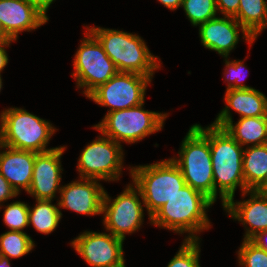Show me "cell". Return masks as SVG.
Segmentation results:
<instances>
[{"label": "cell", "instance_id": "cell-2", "mask_svg": "<svg viewBox=\"0 0 267 267\" xmlns=\"http://www.w3.org/2000/svg\"><path fill=\"white\" fill-rule=\"evenodd\" d=\"M214 202L202 192L185 185L151 216V223L176 231L188 232L184 240H198L194 233L209 229L206 209Z\"/></svg>", "mask_w": 267, "mask_h": 267}, {"label": "cell", "instance_id": "cell-16", "mask_svg": "<svg viewBox=\"0 0 267 267\" xmlns=\"http://www.w3.org/2000/svg\"><path fill=\"white\" fill-rule=\"evenodd\" d=\"M97 181L99 180L80 178V181L77 180L60 187L61 200L57 205L79 214H102L105 190Z\"/></svg>", "mask_w": 267, "mask_h": 267}, {"label": "cell", "instance_id": "cell-24", "mask_svg": "<svg viewBox=\"0 0 267 267\" xmlns=\"http://www.w3.org/2000/svg\"><path fill=\"white\" fill-rule=\"evenodd\" d=\"M34 242L25 232L7 231L0 235V256L19 258L28 254L34 247Z\"/></svg>", "mask_w": 267, "mask_h": 267}, {"label": "cell", "instance_id": "cell-19", "mask_svg": "<svg viewBox=\"0 0 267 267\" xmlns=\"http://www.w3.org/2000/svg\"><path fill=\"white\" fill-rule=\"evenodd\" d=\"M7 151L0 153V174L19 194L20 187L28 192L31 186L36 152L14 149L0 144Z\"/></svg>", "mask_w": 267, "mask_h": 267}, {"label": "cell", "instance_id": "cell-6", "mask_svg": "<svg viewBox=\"0 0 267 267\" xmlns=\"http://www.w3.org/2000/svg\"><path fill=\"white\" fill-rule=\"evenodd\" d=\"M0 144L19 150L44 153L56 128L21 108H9L0 115Z\"/></svg>", "mask_w": 267, "mask_h": 267}, {"label": "cell", "instance_id": "cell-25", "mask_svg": "<svg viewBox=\"0 0 267 267\" xmlns=\"http://www.w3.org/2000/svg\"><path fill=\"white\" fill-rule=\"evenodd\" d=\"M181 6L194 26L216 17V0H183Z\"/></svg>", "mask_w": 267, "mask_h": 267}, {"label": "cell", "instance_id": "cell-13", "mask_svg": "<svg viewBox=\"0 0 267 267\" xmlns=\"http://www.w3.org/2000/svg\"><path fill=\"white\" fill-rule=\"evenodd\" d=\"M47 10L36 0H0V21L4 33L17 40L18 33L31 31L48 21Z\"/></svg>", "mask_w": 267, "mask_h": 267}, {"label": "cell", "instance_id": "cell-20", "mask_svg": "<svg viewBox=\"0 0 267 267\" xmlns=\"http://www.w3.org/2000/svg\"><path fill=\"white\" fill-rule=\"evenodd\" d=\"M223 128L241 146L267 144V116L240 118L235 125L230 121Z\"/></svg>", "mask_w": 267, "mask_h": 267}, {"label": "cell", "instance_id": "cell-3", "mask_svg": "<svg viewBox=\"0 0 267 267\" xmlns=\"http://www.w3.org/2000/svg\"><path fill=\"white\" fill-rule=\"evenodd\" d=\"M87 30L100 42L118 72L152 78L154 70L160 67L157 56L150 53L138 35L100 27H87Z\"/></svg>", "mask_w": 267, "mask_h": 267}, {"label": "cell", "instance_id": "cell-30", "mask_svg": "<svg viewBox=\"0 0 267 267\" xmlns=\"http://www.w3.org/2000/svg\"><path fill=\"white\" fill-rule=\"evenodd\" d=\"M240 0H216L217 10L224 16L234 17L238 13Z\"/></svg>", "mask_w": 267, "mask_h": 267}, {"label": "cell", "instance_id": "cell-23", "mask_svg": "<svg viewBox=\"0 0 267 267\" xmlns=\"http://www.w3.org/2000/svg\"><path fill=\"white\" fill-rule=\"evenodd\" d=\"M34 208L29 206V224L40 233L49 234L56 229L62 217L61 211L51 200H36Z\"/></svg>", "mask_w": 267, "mask_h": 267}, {"label": "cell", "instance_id": "cell-32", "mask_svg": "<svg viewBox=\"0 0 267 267\" xmlns=\"http://www.w3.org/2000/svg\"><path fill=\"white\" fill-rule=\"evenodd\" d=\"M12 41L13 40H7V41H1L0 42V73L4 69V67L7 65L8 60H9L4 47L9 46L10 42H12Z\"/></svg>", "mask_w": 267, "mask_h": 267}, {"label": "cell", "instance_id": "cell-17", "mask_svg": "<svg viewBox=\"0 0 267 267\" xmlns=\"http://www.w3.org/2000/svg\"><path fill=\"white\" fill-rule=\"evenodd\" d=\"M224 99L227 106L213 122L215 126L223 128L232 121L231 108L240 114V118L267 116V98L254 88L226 89Z\"/></svg>", "mask_w": 267, "mask_h": 267}, {"label": "cell", "instance_id": "cell-21", "mask_svg": "<svg viewBox=\"0 0 267 267\" xmlns=\"http://www.w3.org/2000/svg\"><path fill=\"white\" fill-rule=\"evenodd\" d=\"M267 172V144L249 146L243 152V175L245 186L254 190Z\"/></svg>", "mask_w": 267, "mask_h": 267}, {"label": "cell", "instance_id": "cell-14", "mask_svg": "<svg viewBox=\"0 0 267 267\" xmlns=\"http://www.w3.org/2000/svg\"><path fill=\"white\" fill-rule=\"evenodd\" d=\"M64 151L63 146L36 153L31 186L27 192L36 200H52L56 191L61 189L58 188L62 173L60 158Z\"/></svg>", "mask_w": 267, "mask_h": 267}, {"label": "cell", "instance_id": "cell-26", "mask_svg": "<svg viewBox=\"0 0 267 267\" xmlns=\"http://www.w3.org/2000/svg\"><path fill=\"white\" fill-rule=\"evenodd\" d=\"M3 221L10 231H20L29 225V206L21 201L6 206Z\"/></svg>", "mask_w": 267, "mask_h": 267}, {"label": "cell", "instance_id": "cell-1", "mask_svg": "<svg viewBox=\"0 0 267 267\" xmlns=\"http://www.w3.org/2000/svg\"><path fill=\"white\" fill-rule=\"evenodd\" d=\"M209 144L213 165L214 202L219 191L224 207L230 199H234L237 186L241 187L243 196L249 191L243 175L244 150L224 128L213 124L209 126Z\"/></svg>", "mask_w": 267, "mask_h": 267}, {"label": "cell", "instance_id": "cell-8", "mask_svg": "<svg viewBox=\"0 0 267 267\" xmlns=\"http://www.w3.org/2000/svg\"><path fill=\"white\" fill-rule=\"evenodd\" d=\"M85 36L75 54L72 76L77 79L78 88H85L84 94L88 97L118 71L100 42L90 32Z\"/></svg>", "mask_w": 267, "mask_h": 267}, {"label": "cell", "instance_id": "cell-5", "mask_svg": "<svg viewBox=\"0 0 267 267\" xmlns=\"http://www.w3.org/2000/svg\"><path fill=\"white\" fill-rule=\"evenodd\" d=\"M130 172L134 185L141 192L149 219L186 185L180 168L172 158L132 167Z\"/></svg>", "mask_w": 267, "mask_h": 267}, {"label": "cell", "instance_id": "cell-37", "mask_svg": "<svg viewBox=\"0 0 267 267\" xmlns=\"http://www.w3.org/2000/svg\"><path fill=\"white\" fill-rule=\"evenodd\" d=\"M38 1L46 10H48L49 6L52 4L54 0H36Z\"/></svg>", "mask_w": 267, "mask_h": 267}, {"label": "cell", "instance_id": "cell-4", "mask_svg": "<svg viewBox=\"0 0 267 267\" xmlns=\"http://www.w3.org/2000/svg\"><path fill=\"white\" fill-rule=\"evenodd\" d=\"M179 157L172 160L180 168L186 184L202 192L214 202L209 126L206 129L199 124L190 127L182 141Z\"/></svg>", "mask_w": 267, "mask_h": 267}, {"label": "cell", "instance_id": "cell-12", "mask_svg": "<svg viewBox=\"0 0 267 267\" xmlns=\"http://www.w3.org/2000/svg\"><path fill=\"white\" fill-rule=\"evenodd\" d=\"M123 241L111 233L85 231L71 245L92 267H125Z\"/></svg>", "mask_w": 267, "mask_h": 267}, {"label": "cell", "instance_id": "cell-9", "mask_svg": "<svg viewBox=\"0 0 267 267\" xmlns=\"http://www.w3.org/2000/svg\"><path fill=\"white\" fill-rule=\"evenodd\" d=\"M122 145L104 135L87 145L78 160L80 178L119 180L123 163Z\"/></svg>", "mask_w": 267, "mask_h": 267}, {"label": "cell", "instance_id": "cell-22", "mask_svg": "<svg viewBox=\"0 0 267 267\" xmlns=\"http://www.w3.org/2000/svg\"><path fill=\"white\" fill-rule=\"evenodd\" d=\"M234 18L256 39L258 34L267 27V1L240 0L238 13Z\"/></svg>", "mask_w": 267, "mask_h": 267}, {"label": "cell", "instance_id": "cell-10", "mask_svg": "<svg viewBox=\"0 0 267 267\" xmlns=\"http://www.w3.org/2000/svg\"><path fill=\"white\" fill-rule=\"evenodd\" d=\"M151 78L135 73L117 72L105 84L95 89L88 98L101 106H109L108 112L128 109L144 103L145 90Z\"/></svg>", "mask_w": 267, "mask_h": 267}, {"label": "cell", "instance_id": "cell-31", "mask_svg": "<svg viewBox=\"0 0 267 267\" xmlns=\"http://www.w3.org/2000/svg\"><path fill=\"white\" fill-rule=\"evenodd\" d=\"M18 194L9 184V182L0 174V203ZM1 208V207H0Z\"/></svg>", "mask_w": 267, "mask_h": 267}, {"label": "cell", "instance_id": "cell-7", "mask_svg": "<svg viewBox=\"0 0 267 267\" xmlns=\"http://www.w3.org/2000/svg\"><path fill=\"white\" fill-rule=\"evenodd\" d=\"M144 103L128 109L108 112L94 128L117 143H135L162 129L168 114L146 111Z\"/></svg>", "mask_w": 267, "mask_h": 267}, {"label": "cell", "instance_id": "cell-11", "mask_svg": "<svg viewBox=\"0 0 267 267\" xmlns=\"http://www.w3.org/2000/svg\"><path fill=\"white\" fill-rule=\"evenodd\" d=\"M135 188L133 184L128 185L112 202L106 192L103 197L102 213L105 214L103 223L106 230L123 240L126 233L135 232L143 222V206L138 197L142 198V195L136 186Z\"/></svg>", "mask_w": 267, "mask_h": 267}, {"label": "cell", "instance_id": "cell-33", "mask_svg": "<svg viewBox=\"0 0 267 267\" xmlns=\"http://www.w3.org/2000/svg\"><path fill=\"white\" fill-rule=\"evenodd\" d=\"M264 236H267V230L258 232L253 238L250 240L256 244L259 248L263 249L267 252V242L264 239Z\"/></svg>", "mask_w": 267, "mask_h": 267}, {"label": "cell", "instance_id": "cell-38", "mask_svg": "<svg viewBox=\"0 0 267 267\" xmlns=\"http://www.w3.org/2000/svg\"><path fill=\"white\" fill-rule=\"evenodd\" d=\"M0 267H10L9 259L0 256Z\"/></svg>", "mask_w": 267, "mask_h": 267}, {"label": "cell", "instance_id": "cell-18", "mask_svg": "<svg viewBox=\"0 0 267 267\" xmlns=\"http://www.w3.org/2000/svg\"><path fill=\"white\" fill-rule=\"evenodd\" d=\"M247 193H250V199L242 202L230 199L223 208L232 218L251 227L246 229L244 235L245 240H250L258 232L267 230V194L254 190H249Z\"/></svg>", "mask_w": 267, "mask_h": 267}, {"label": "cell", "instance_id": "cell-28", "mask_svg": "<svg viewBox=\"0 0 267 267\" xmlns=\"http://www.w3.org/2000/svg\"><path fill=\"white\" fill-rule=\"evenodd\" d=\"M198 240H184L179 252L171 259L167 267H200Z\"/></svg>", "mask_w": 267, "mask_h": 267}, {"label": "cell", "instance_id": "cell-39", "mask_svg": "<svg viewBox=\"0 0 267 267\" xmlns=\"http://www.w3.org/2000/svg\"><path fill=\"white\" fill-rule=\"evenodd\" d=\"M2 88V79H1V75H0V90Z\"/></svg>", "mask_w": 267, "mask_h": 267}, {"label": "cell", "instance_id": "cell-27", "mask_svg": "<svg viewBox=\"0 0 267 267\" xmlns=\"http://www.w3.org/2000/svg\"><path fill=\"white\" fill-rule=\"evenodd\" d=\"M243 240L238 251L239 265L243 267H267V252L251 240Z\"/></svg>", "mask_w": 267, "mask_h": 267}, {"label": "cell", "instance_id": "cell-29", "mask_svg": "<svg viewBox=\"0 0 267 267\" xmlns=\"http://www.w3.org/2000/svg\"><path fill=\"white\" fill-rule=\"evenodd\" d=\"M225 64L227 67L225 69V71L228 69L227 73H225L227 76L226 81L227 82L228 81L234 82V83L228 82V86H227L228 88L227 89H247V88L251 89L252 88V87L246 86L242 83H239L241 81L240 75H243L242 71L245 67L242 61L235 60V61L230 62L229 60H227V57H226Z\"/></svg>", "mask_w": 267, "mask_h": 267}, {"label": "cell", "instance_id": "cell-35", "mask_svg": "<svg viewBox=\"0 0 267 267\" xmlns=\"http://www.w3.org/2000/svg\"><path fill=\"white\" fill-rule=\"evenodd\" d=\"M254 191L267 194V172L265 174L264 180L254 189Z\"/></svg>", "mask_w": 267, "mask_h": 267}, {"label": "cell", "instance_id": "cell-15", "mask_svg": "<svg viewBox=\"0 0 267 267\" xmlns=\"http://www.w3.org/2000/svg\"><path fill=\"white\" fill-rule=\"evenodd\" d=\"M199 25V36L203 46L225 58H228L230 51L239 41L238 28L241 27L243 38L245 37L249 44L255 40L234 17H215Z\"/></svg>", "mask_w": 267, "mask_h": 267}, {"label": "cell", "instance_id": "cell-36", "mask_svg": "<svg viewBox=\"0 0 267 267\" xmlns=\"http://www.w3.org/2000/svg\"><path fill=\"white\" fill-rule=\"evenodd\" d=\"M7 40H11L3 31V26L2 23L0 21V42L1 41H7Z\"/></svg>", "mask_w": 267, "mask_h": 267}, {"label": "cell", "instance_id": "cell-34", "mask_svg": "<svg viewBox=\"0 0 267 267\" xmlns=\"http://www.w3.org/2000/svg\"><path fill=\"white\" fill-rule=\"evenodd\" d=\"M165 7L174 10L181 6L183 0H158Z\"/></svg>", "mask_w": 267, "mask_h": 267}]
</instances>
